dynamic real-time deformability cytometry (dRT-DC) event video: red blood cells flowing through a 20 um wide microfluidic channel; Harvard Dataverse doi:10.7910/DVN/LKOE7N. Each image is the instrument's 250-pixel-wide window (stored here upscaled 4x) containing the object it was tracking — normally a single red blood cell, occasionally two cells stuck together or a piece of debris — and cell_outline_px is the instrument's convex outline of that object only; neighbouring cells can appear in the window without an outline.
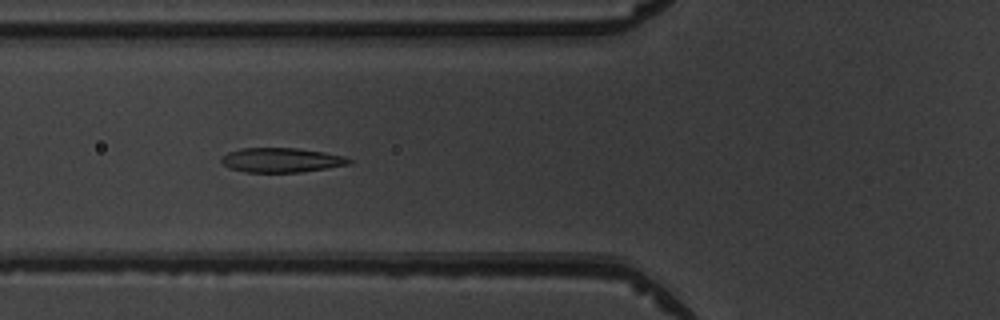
{"species": "common noctule bat (a hibernating species)", "species_latin": "Nyctalus noctula", "temperature_condition": "warm", "stored_images_in_passage": 8, "camera_frame_rate_fps": 3000, "um_per_image_px": 0.085, "animal": {"sex": "male", "body_mass_g": 19.5, "forearm_length_mm": 54.6}, "frame": {"image": 1, "passage_image": 5, "time_ms": 4.667, "image_size_px": [1000, 320], "cell_outline_px": [[352, 164], [300, 172], [244, 172], [228, 168], [220, 160], [228, 152], [240, 148], [296, 148], [324, 152], [344, 156], [352, 160]], "centroid_in_image_um": [23.92, 13.61], "position_along_channel_um": 101.9, "area_um2": 18.21}}
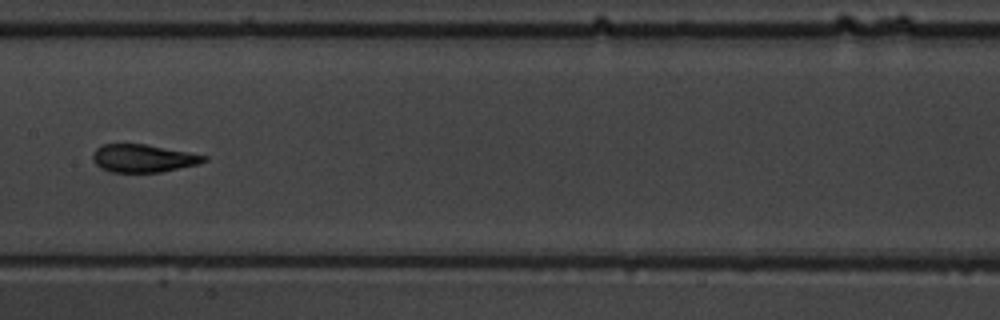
{"frame": {"image": 2, "passage_image": 7, "time_ms": 7.0, "image_size_px": [1000, 320], "cell_outline_px": [[208, 160], [200, 164], [160, 172], [112, 172], [100, 168], [92, 160], [92, 152], [100, 144], [144, 144], [188, 152], [208, 156]], "centroid_in_image_um": [12.15, 13.45], "position_along_channel_um": 195.2, "area_um2": 18.15}}
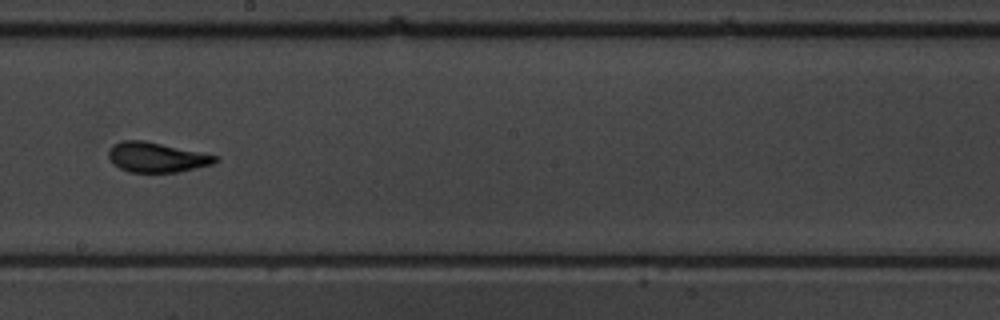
{"frame": {"image": 3, "passage_image": 8, "time_ms": 8.0, "image_size_px": [1000, 320], "cell_outline_px": [[220, 160], [212, 164], [176, 172], [128, 172], [112, 164], [108, 156], [108, 152], [112, 144], [124, 140], [144, 140], [220, 156]], "centroid_in_image_um": [13.3, 13.36], "position_along_channel_um": 234.9, "area_um2": 18.67}}